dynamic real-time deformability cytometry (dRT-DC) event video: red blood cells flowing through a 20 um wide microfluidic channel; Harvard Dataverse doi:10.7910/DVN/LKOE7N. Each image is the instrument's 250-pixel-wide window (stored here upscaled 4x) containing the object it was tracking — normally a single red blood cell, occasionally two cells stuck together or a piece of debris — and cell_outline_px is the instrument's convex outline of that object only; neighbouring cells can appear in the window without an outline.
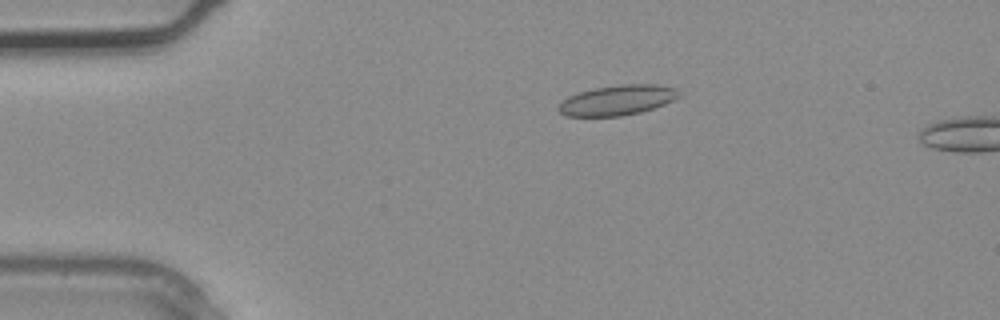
{"species": "common noctule bat (a hibernating species)", "species_latin": "Nyctalus noctula", "temperature_condition": "warm", "stored_images_in_passage": 3, "camera_frame_rate_fps": 3000, "um_per_image_px": 0.085, "animal": {"sex": "male", "body_mass_g": 20.4}, "frame": {"image": 1, "passage_image": 2, "time_ms": 0.333, "image_size_px": [1000, 320], "cell_outline_px": [[680, 96], [664, 104], [640, 112], [620, 116], [568, 116], [560, 112], [556, 108], [568, 96], [580, 92], [596, 88], [620, 84], [656, 84], [676, 88]], "centroid_in_image_um": [52.47, 8.51], "position_along_channel_um": 32.5, "area_um2": 20.87}}